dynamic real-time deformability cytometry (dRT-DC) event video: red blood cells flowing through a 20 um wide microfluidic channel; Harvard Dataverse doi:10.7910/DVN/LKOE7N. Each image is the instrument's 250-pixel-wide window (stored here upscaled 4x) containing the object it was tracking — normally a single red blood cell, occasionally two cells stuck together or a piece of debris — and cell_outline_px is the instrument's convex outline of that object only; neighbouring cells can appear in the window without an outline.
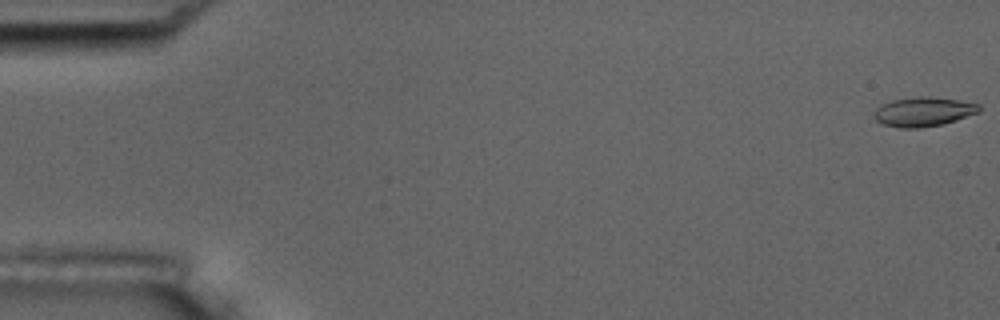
{"species": "common noctule bat (a hibernating species)", "species_latin": "Nyctalus noctula", "temperature_condition": "room temperature", "stored_images_in_passage": 2, "camera_frame_rate_fps": 3000, "um_per_image_px": 0.085, "animal": {"sex": "male", "body_mass_g": 17.5, "forearm_length_mm": 52.3}, "frame": {"image": 1, "passage_image": 1, "time_ms": 0.0, "image_size_px": [1000, 320], "cell_outline_px": [[980, 112], [944, 124], [920, 128], [900, 128], [884, 124], [876, 120], [872, 116], [876, 108], [880, 104], [892, 100], [916, 96], [924, 96], [960, 100], [980, 104]], "centroid_in_image_um": [78.48, 9.49], "position_along_channel_um": 6.5, "area_um2": 18.15}}